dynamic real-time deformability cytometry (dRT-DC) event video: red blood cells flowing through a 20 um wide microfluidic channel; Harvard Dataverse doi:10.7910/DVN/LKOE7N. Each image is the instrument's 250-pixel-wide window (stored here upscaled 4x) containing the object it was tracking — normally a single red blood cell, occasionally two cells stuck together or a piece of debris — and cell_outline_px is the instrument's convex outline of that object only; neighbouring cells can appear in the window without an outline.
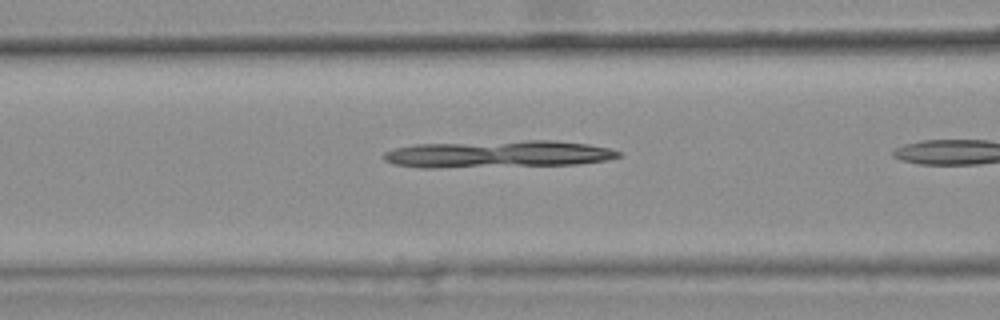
{"species": "common noctule bat (a hibernating species)", "species_latin": "Nyctalus noctula", "temperature_condition": "warm", "stored_images_in_passage": 8, "camera_frame_rate_fps": 3000, "um_per_image_px": 0.085, "animal": {"sex": "female", "body_mass_g": 25.1}, "frame": {"image": 1, "passage_image": 4, "time_ms": 1.0, "image_size_px": [1000, 320], "cell_outline_px": [[620, 156], [608, 160], [580, 164], [436, 168], [420, 168], [396, 164], [384, 160], [384, 152], [396, 148], [412, 144], [524, 140], [552, 140], [588, 144], [608, 148], [620, 152]], "centroid_in_image_um": [42.33, 13.1], "position_along_channel_um": 124.3, "area_um2": 37.28}}
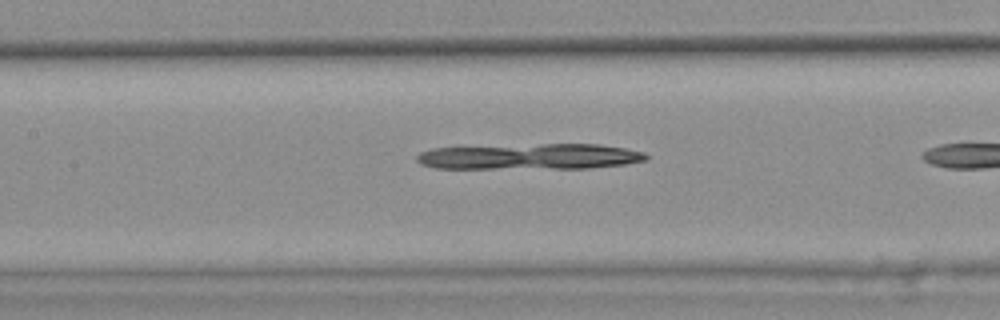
{"frame": {"image": 2, "passage_image": 7, "time_ms": 2.0, "image_size_px": [1000, 320], "cell_outline_px": [[648, 160], [624, 164], [588, 168], [436, 168], [420, 164], [416, 160], [416, 156], [420, 152], [432, 148], [540, 144], [600, 144], [624, 148], [644, 152], [648, 156]], "centroid_in_image_um": [45.05, 13.3], "position_along_channel_um": 162.4, "area_um2": 34.39}}